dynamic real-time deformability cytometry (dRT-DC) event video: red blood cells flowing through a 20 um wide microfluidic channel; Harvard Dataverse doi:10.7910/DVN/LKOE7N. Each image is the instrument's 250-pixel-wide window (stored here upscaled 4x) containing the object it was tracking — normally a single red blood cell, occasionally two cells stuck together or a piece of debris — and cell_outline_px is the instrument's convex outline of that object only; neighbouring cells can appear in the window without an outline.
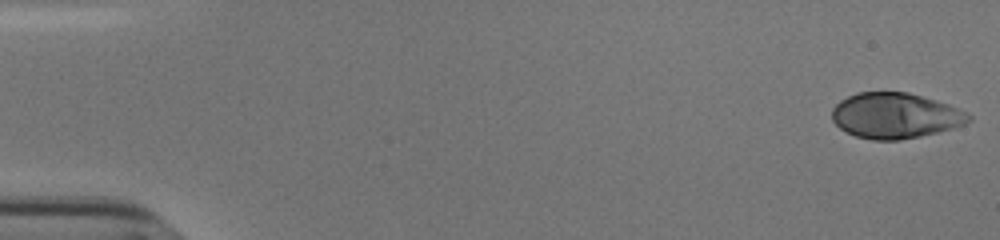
{"species": "human", "species_latin": "Homo sapiens", "temperature_condition": "cold", "stored_images_in_passage": 53, "camera_frame_rate_fps": 3000, "um_per_image_px": 0.085, "donor": {"sex": "male"}, "frame": {"image": 1, "passage_image": 1, "time_ms": 0.0, "image_size_px": [1000, 240], "cell_outline_px": [[972, 120], [964, 124], [952, 128], [920, 136], [900, 140], [872, 140], [856, 136], [840, 128], [832, 120], [832, 108], [840, 100], [856, 92], [908, 92], [936, 100], [948, 104], [968, 112], [972, 116]], "centroid_in_image_um": [76.1, 9.82], "position_along_channel_um": 8.9, "area_um2": 36.3}}
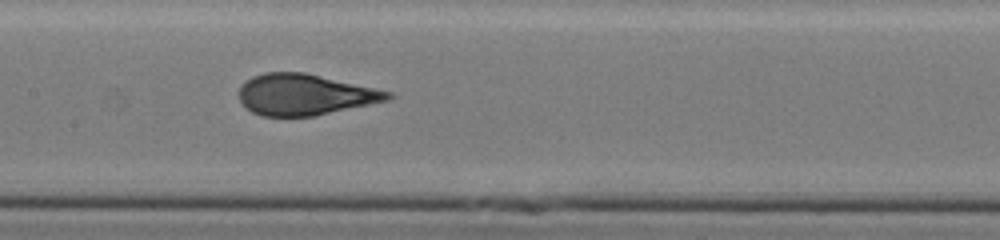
{"frame": {"image": 2, "passage_image": 27, "time_ms": 8.667, "image_size_px": [1000, 240], "cell_outline_px": [[396, 96], [388, 100], [312, 116], [264, 116], [252, 112], [240, 100], [240, 84], [244, 80], [252, 76], [264, 72], [304, 72], [392, 92]], "centroid_in_image_um": [25.89, 8.03], "position_along_channel_um": 181.5, "area_um2": 35.32}}
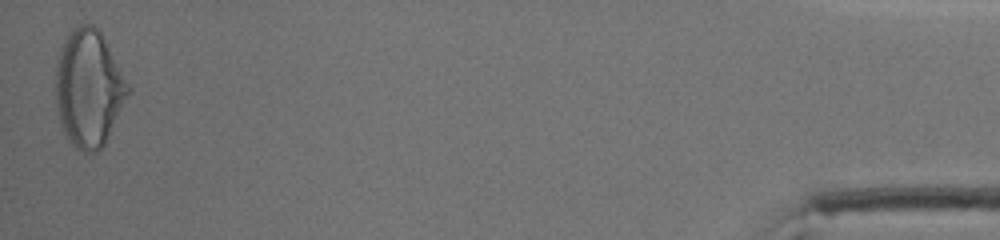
{"frame": {"image": 3, "passage_image": 53, "time_ms": 17.333, "image_size_px": [1000, 240], "cell_outline_px": [[132, 92], [104, 144], [96, 152], [84, 152], [76, 148], [68, 140], [60, 124], [56, 112], [56, 60], [60, 48], [72, 28], [80, 24], [92, 24], [104, 36], [132, 88]], "centroid_in_image_um": [7.56, 7.5], "position_along_channel_um": 427.6, "area_um2": 50.05}, "authors_computed_cell_mechanics": {"area_um2": 36.125, "velocity_mm_per_s": 3.8333, "shape_relaxation_time_tau1_ms": 6.3595, "shape_relaxation_time_tau2_ms": null, "deformation_change_tau1": 0.247, "deformation_change_tau2": null}}